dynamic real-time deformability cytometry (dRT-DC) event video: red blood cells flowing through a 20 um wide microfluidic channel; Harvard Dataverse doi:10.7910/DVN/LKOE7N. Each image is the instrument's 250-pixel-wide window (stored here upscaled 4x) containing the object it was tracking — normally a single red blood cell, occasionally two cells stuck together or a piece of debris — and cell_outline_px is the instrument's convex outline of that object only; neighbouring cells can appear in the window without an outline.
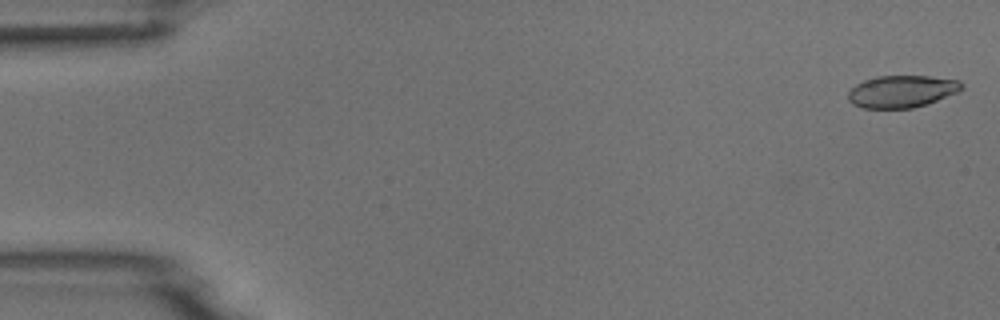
{"species": "common noctule bat (a hibernating species)", "species_latin": "Nyctalus noctula", "temperature_condition": "room temperature", "stored_images_in_passage": 5, "camera_frame_rate_fps": 3000, "um_per_image_px": 0.085, "animal": {"sex": "male", "body_mass_g": 18.8}, "frame": {"image": 1, "passage_image": 1, "time_ms": 0.0, "image_size_px": [1000, 320], "cell_outline_px": [[964, 88], [956, 92], [936, 100], [912, 108], [864, 108], [852, 104], [848, 100], [848, 92], [856, 84], [864, 80], [876, 76], [928, 76], [960, 80], [964, 84]], "centroid_in_image_um": [76.63, 7.76], "position_along_channel_um": 8.4, "area_um2": 21.15}}
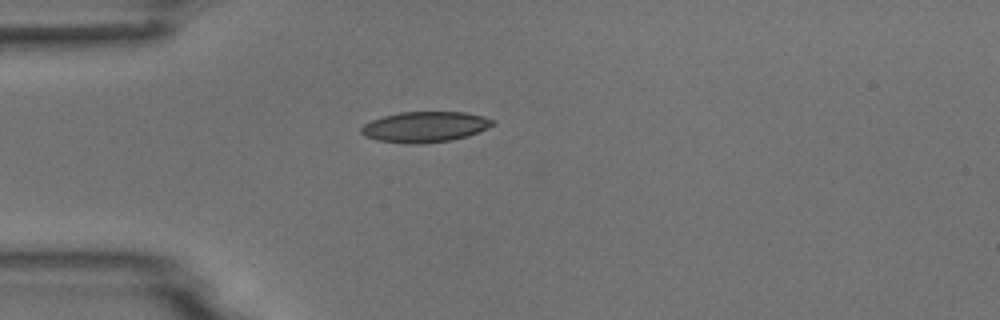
{"frame": {"image": 2, "passage_image": 4, "time_ms": 4.333, "image_size_px": [1000, 320], "cell_outline_px": [[496, 124], [488, 128], [468, 136], [452, 140], [420, 144], [408, 144], [376, 140], [364, 136], [360, 132], [360, 128], [364, 124], [372, 120], [384, 116], [400, 112], [464, 112], [484, 116], [496, 120]], "centroid_in_image_um": [36.14, 10.79], "position_along_channel_um": 48.9, "area_um2": 23.7}}